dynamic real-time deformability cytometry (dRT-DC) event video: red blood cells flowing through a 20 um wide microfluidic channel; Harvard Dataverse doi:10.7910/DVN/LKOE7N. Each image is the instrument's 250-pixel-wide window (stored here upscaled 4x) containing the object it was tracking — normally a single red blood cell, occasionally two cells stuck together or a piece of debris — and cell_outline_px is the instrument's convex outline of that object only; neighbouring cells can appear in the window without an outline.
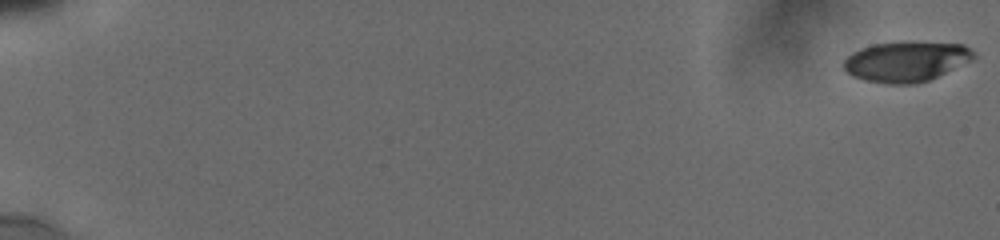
{"species": "human", "species_latin": "Homo sapiens", "temperature_condition": "cold", "stored_images_in_passage": 46, "camera_frame_rate_fps": 3000, "um_per_image_px": 0.085, "donor": {"sex": "male"}, "frame": {"image": 1, "passage_image": 1, "time_ms": 0.0, "image_size_px": [1000, 240], "cell_outline_px": [[976, 56], [928, 80], [916, 84], [888, 84], [864, 80], [852, 76], [844, 68], [844, 60], [852, 52], [860, 48], [872, 44], [904, 40], [912, 40], [964, 44], [976, 52]], "centroid_in_image_um": [76.99, 5.18], "position_along_channel_um": 8.0, "area_um2": 30.75}}
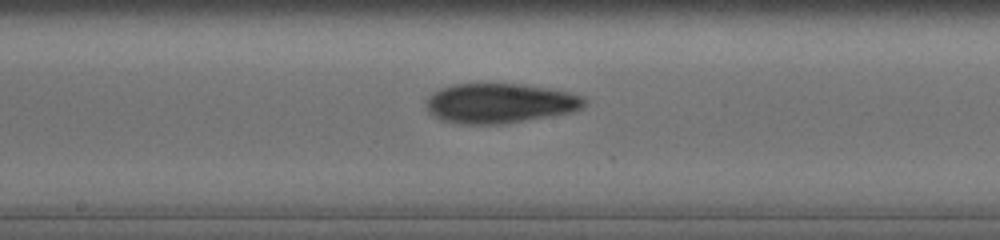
{"frame": {"image": 2, "passage_image": 27, "time_ms": 10.667, "image_size_px": [1000, 240], "cell_outline_px": [[584, 104], [580, 108], [572, 112], [504, 124], [460, 124], [440, 120], [428, 112], [428, 96], [432, 92], [440, 88], [452, 84], [520, 84], [548, 88], [568, 92], [584, 96]], "centroid_in_image_um": [42.45, 8.78], "position_along_channel_um": 205.7, "area_um2": 36.59}}
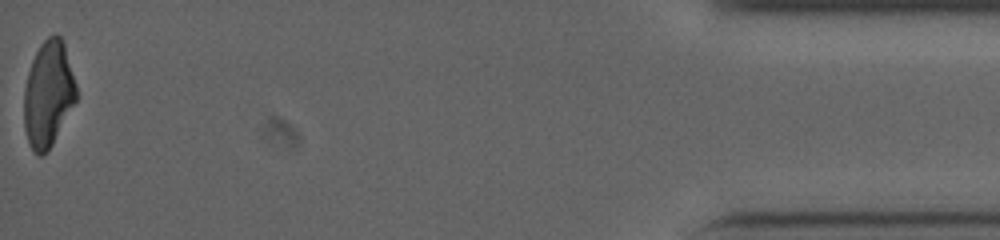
{"frame": {"image": 3, "passage_image": 46, "time_ms": 18.667, "image_size_px": [1000, 240], "cell_outline_px": [[76, 100], [52, 144], [40, 156], [32, 148], [28, 140], [24, 128], [24, 88], [28, 72], [32, 60], [40, 44], [48, 36], [60, 36], [64, 44], [76, 84]], "centroid_in_image_um": [4.09, 7.97], "position_along_channel_um": 431.1, "area_um2": 31.62}, "authors_computed_cell_mechanics": {"area_um2": 33.6974, "velocity_mm_per_s": 3.8256, "shape_relaxation_time_tau1_ms": 8.2208, "shape_relaxation_time_tau2_ms": 6.5702, "deformation_change_tau1": 0.2175, "deformation_change_tau2": 0.1621}}